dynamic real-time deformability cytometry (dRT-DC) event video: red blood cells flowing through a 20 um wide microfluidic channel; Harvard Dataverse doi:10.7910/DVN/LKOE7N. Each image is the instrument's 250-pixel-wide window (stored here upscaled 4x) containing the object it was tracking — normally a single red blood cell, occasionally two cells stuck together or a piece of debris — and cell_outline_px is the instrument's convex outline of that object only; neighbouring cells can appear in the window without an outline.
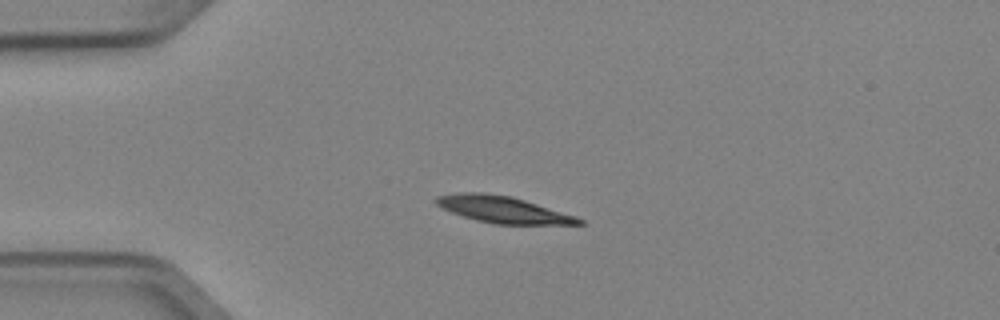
{"species": "Egyptian fruit bat (a non-hibernating species)", "species_latin": "Rousettus aegyptiacus", "temperature_condition": "cold", "stored_images_in_passage": 4, "camera_frame_rate_fps": 3000, "um_per_image_px": 0.085, "animal": {"sex": "female"}, "frame": {"image": 1, "passage_image": 3, "time_ms": 0.667, "image_size_px": [1000, 320], "cell_outline_px": [[584, 224], [496, 224], [476, 220], [452, 212], [436, 204], [436, 196], [460, 192], [484, 192], [512, 196], [576, 216], [584, 220]], "centroid_in_image_um": [42.77, 17.8], "position_along_channel_um": 42.2, "area_um2": 21.96}}